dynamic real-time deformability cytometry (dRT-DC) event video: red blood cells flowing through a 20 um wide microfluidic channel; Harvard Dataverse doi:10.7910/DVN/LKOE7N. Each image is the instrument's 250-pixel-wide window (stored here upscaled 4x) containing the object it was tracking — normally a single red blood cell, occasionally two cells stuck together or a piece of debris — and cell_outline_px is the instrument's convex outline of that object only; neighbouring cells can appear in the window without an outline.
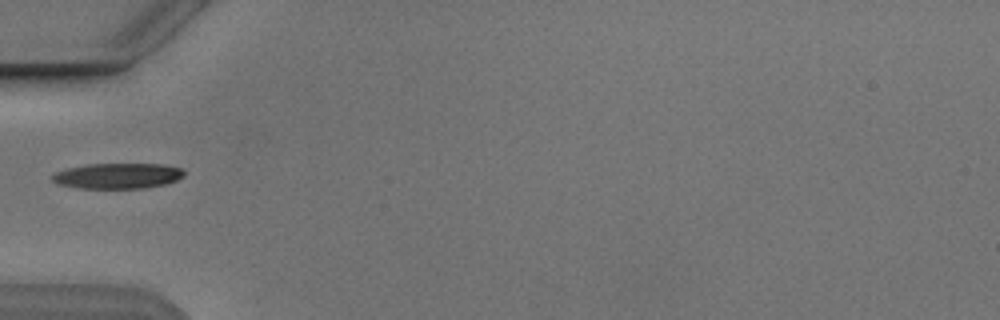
{"species": "Egyptian fruit bat (a non-hibernating species)", "species_latin": "Rousettus aegyptiacus", "temperature_condition": "cold", "stored_images_in_passage": 6, "camera_frame_rate_fps": 3000, "um_per_image_px": 0.085, "animal": {"sex": "male"}, "frame": {"image": 1, "passage_image": 6, "time_ms": 6.667, "image_size_px": [1000, 320], "cell_outline_px": [[184, 176], [176, 180], [164, 184], [144, 188], [76, 188], [56, 184], [52, 180], [52, 176], [56, 172], [68, 168], [84, 164], [164, 164], [184, 168]], "centroid_in_image_um": [10.0, 14.94], "position_along_channel_um": 75.0, "area_um2": 19.71}}